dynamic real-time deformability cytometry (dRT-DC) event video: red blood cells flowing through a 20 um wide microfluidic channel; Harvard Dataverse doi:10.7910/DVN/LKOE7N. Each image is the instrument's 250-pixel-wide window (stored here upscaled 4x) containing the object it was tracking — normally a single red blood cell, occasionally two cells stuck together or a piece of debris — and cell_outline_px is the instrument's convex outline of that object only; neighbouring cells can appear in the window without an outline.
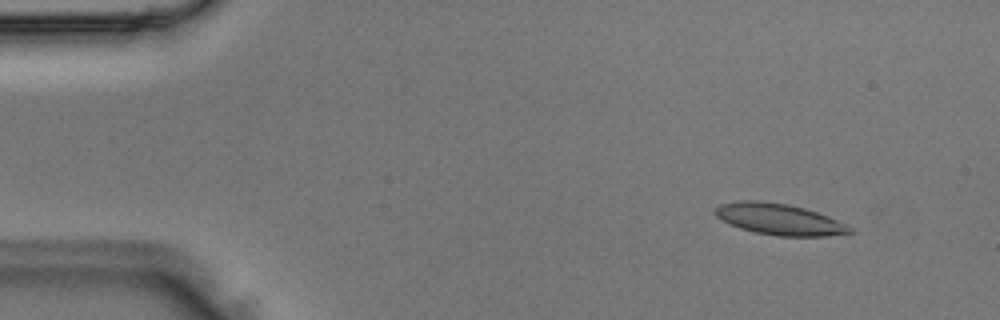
{"species": "Egyptian fruit bat (a non-hibernating species)", "species_latin": "Rousettus aegyptiacus", "temperature_condition": "room temperature", "stored_images_in_passage": 4, "camera_frame_rate_fps": 3000, "um_per_image_px": 0.085, "animal": {"sex": "male"}, "frame": {"image": 1, "passage_image": 1, "time_ms": 0.0, "image_size_px": [1000, 320], "cell_outline_px": [[860, 232], [828, 236], [776, 236], [756, 232], [740, 228], [716, 216], [712, 212], [720, 204], [736, 200], [756, 200], [788, 204], [804, 208], [828, 216], [848, 224], [856, 228]], "centroid_in_image_um": [66.33, 18.64], "position_along_channel_um": 18.7, "area_um2": 24.8}}